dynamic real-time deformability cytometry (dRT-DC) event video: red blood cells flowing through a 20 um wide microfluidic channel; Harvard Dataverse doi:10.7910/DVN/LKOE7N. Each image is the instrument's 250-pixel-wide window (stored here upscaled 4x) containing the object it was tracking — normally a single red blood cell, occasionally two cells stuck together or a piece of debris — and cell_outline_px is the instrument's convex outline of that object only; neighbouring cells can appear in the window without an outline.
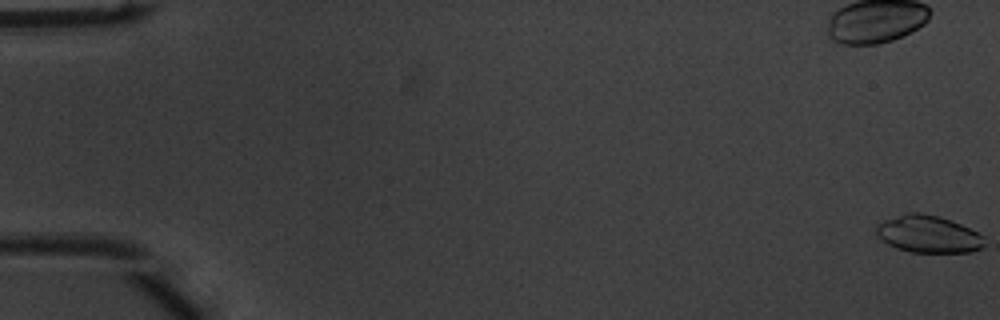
{"species": "common noctule bat (a hibernating species)", "species_latin": "Nyctalus noctula", "temperature_condition": "warm", "stored_images_in_passage": 17, "camera_frame_rate_fps": 3000, "um_per_image_px": 0.085, "animal": {"sex": "male", "body_mass_g": 20.1, "forearm_length_mm": 53.5}, "frame": {"image": 1, "passage_image": 1, "time_ms": 0.0, "image_size_px": [1000, 320], "cell_outline_px": [[984, 244], [980, 248], [972, 252], [912, 252], [896, 248], [888, 244], [876, 236], [876, 228], [884, 220], [908, 212], [920, 212], [940, 216], [960, 224], [984, 236]], "centroid_in_image_um": [78.89, 19.9], "position_along_channel_um": 6.1, "area_um2": 23.35}}